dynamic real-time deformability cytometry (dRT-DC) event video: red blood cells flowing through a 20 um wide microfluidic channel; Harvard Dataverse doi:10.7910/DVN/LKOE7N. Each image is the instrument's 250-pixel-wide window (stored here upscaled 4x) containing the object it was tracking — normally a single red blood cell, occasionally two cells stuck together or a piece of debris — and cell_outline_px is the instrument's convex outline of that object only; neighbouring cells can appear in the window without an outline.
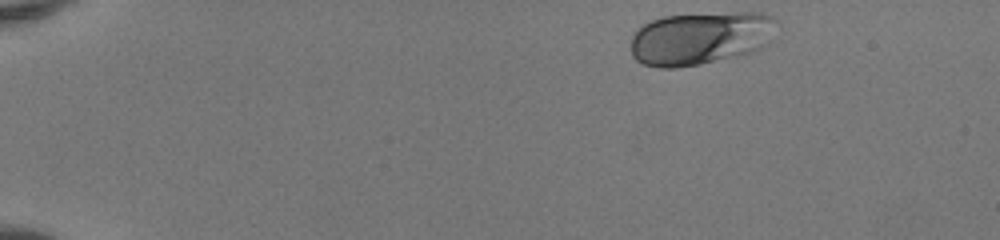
{"species": "human", "species_latin": "Homo sapiens", "temperature_condition": "room temperature", "stored_images_in_passage": 44, "camera_frame_rate_fps": 3000, "um_per_image_px": 0.085, "donor": {"sex": "female"}, "frame": {"image": 1, "passage_image": 1, "time_ms": 0.0, "image_size_px": [1000, 240], "cell_outline_px": [[776, 20], [772, 40], [768, 44], [752, 52], [700, 64], [676, 68], [660, 68], [644, 64], [636, 60], [632, 56], [632, 36], [644, 24], [652, 20], [664, 16], [736, 12], [760, 12], [772, 16]], "centroid_in_image_um": [59.56, 3.24], "position_along_channel_um": 25.4, "area_um2": 45.08}}
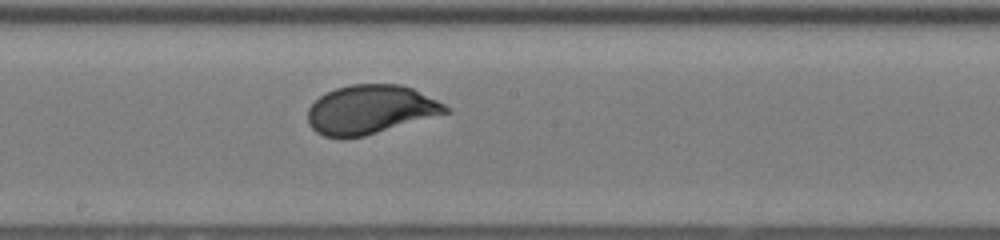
{"frame": {"image": 2, "passage_image": 23, "time_ms": 7.333, "image_size_px": [1000, 240], "cell_outline_px": [[452, 112], [364, 136], [324, 136], [316, 132], [308, 124], [308, 108], [320, 96], [336, 88], [352, 84], [400, 84], [412, 88], [452, 108]], "centroid_in_image_um": [31.52, 9.3], "position_along_channel_um": 216.7, "area_um2": 38.96}}
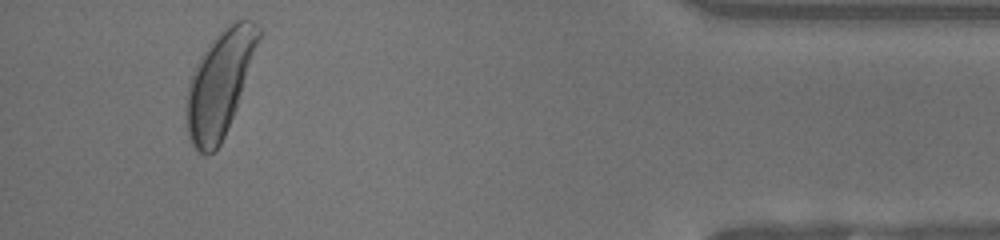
{"frame": {"image": 3, "passage_image": 41, "time_ms": 13.333, "image_size_px": [1000, 240], "cell_outline_px": [[260, 36], [236, 108], [224, 136], [220, 144], [212, 152], [204, 156], [192, 144], [188, 136], [184, 124], [184, 108], [188, 80], [200, 56], [208, 44], [232, 20], [252, 20], [260, 28]], "centroid_in_image_um": [18.6, 7.14], "position_along_channel_um": 416.6, "area_um2": 44.04}, "authors_computed_cell_mechanics": {"area_um2": 39.4196, "velocity_mm_per_s": 4.1389, "shape_relaxation_time_tau1_ms": 2.2036, "shape_relaxation_time_tau2_ms": null, "deformation_change_tau1": 0.1234, "deformation_change_tau2": null}}